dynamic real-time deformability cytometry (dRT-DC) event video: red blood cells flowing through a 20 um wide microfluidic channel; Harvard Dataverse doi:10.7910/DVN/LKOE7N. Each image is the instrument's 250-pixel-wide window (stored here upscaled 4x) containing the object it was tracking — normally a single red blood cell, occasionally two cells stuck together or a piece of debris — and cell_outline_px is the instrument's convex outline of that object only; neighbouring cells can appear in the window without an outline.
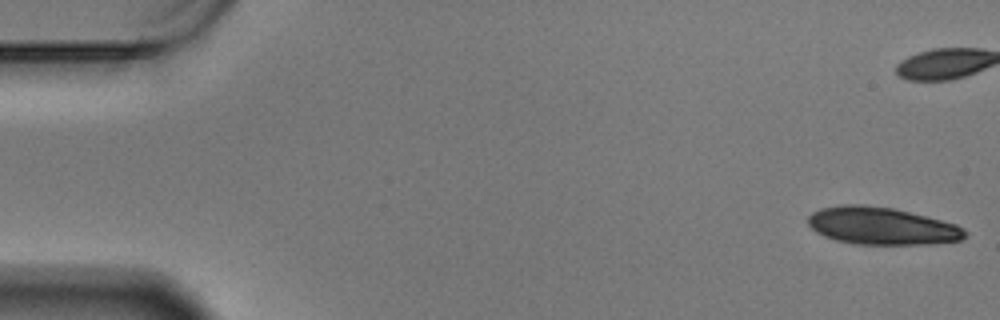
{"species": "Egyptian fruit bat (a non-hibernating species)", "species_latin": "Rousettus aegyptiacus", "temperature_condition": "warm", "stored_images_in_passage": 17, "camera_frame_rate_fps": 3000, "um_per_image_px": 0.085, "animal": {"sex": "male"}, "frame": {"image": 1, "passage_image": 1, "time_ms": 0.0, "image_size_px": [1000, 320], "cell_outline_px": [[968, 236], [960, 240], [928, 244], [856, 244], [836, 240], [824, 236], [816, 232], [808, 224], [808, 216], [812, 212], [820, 208], [840, 204], [864, 204], [896, 208], [956, 224], [964, 228], [968, 232]], "centroid_in_image_um": [74.94, 19.19], "position_along_channel_um": 10.1, "area_um2": 34.51}}